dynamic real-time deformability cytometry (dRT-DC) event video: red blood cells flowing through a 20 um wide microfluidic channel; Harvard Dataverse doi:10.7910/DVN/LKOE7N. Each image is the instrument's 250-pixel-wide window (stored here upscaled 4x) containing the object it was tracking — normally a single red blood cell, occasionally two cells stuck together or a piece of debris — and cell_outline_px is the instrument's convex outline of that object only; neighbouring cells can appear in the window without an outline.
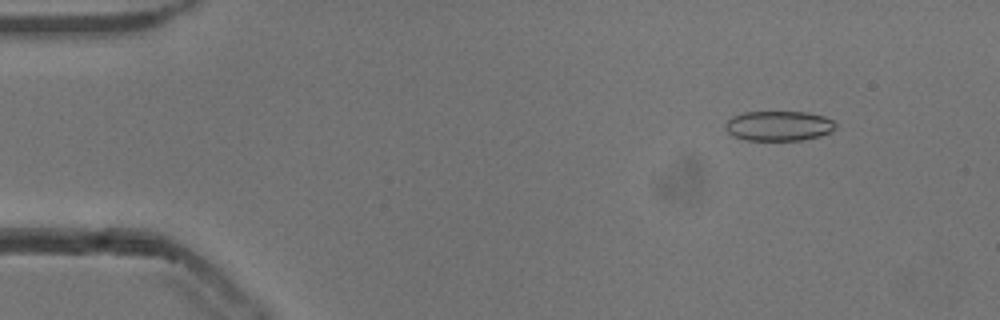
{"species": "common noctule bat (a hibernating species)", "species_latin": "Nyctalus noctula", "temperature_condition": "cold", "stored_images_in_passage": 17, "camera_frame_rate_fps": 3000, "um_per_image_px": 0.085, "animal": {"sex": "male", "body_mass_g": 13.3}, "frame": {"image": 1, "passage_image": 6, "time_ms": 1.667, "image_size_px": [1000, 320], "cell_outline_px": [[836, 128], [820, 136], [804, 140], [744, 140], [728, 132], [724, 128], [724, 124], [732, 116], [744, 112], [808, 112], [824, 116], [836, 120]], "centroid_in_image_um": [66.21, 10.69], "position_along_channel_um": 18.8, "area_um2": 19.36}}
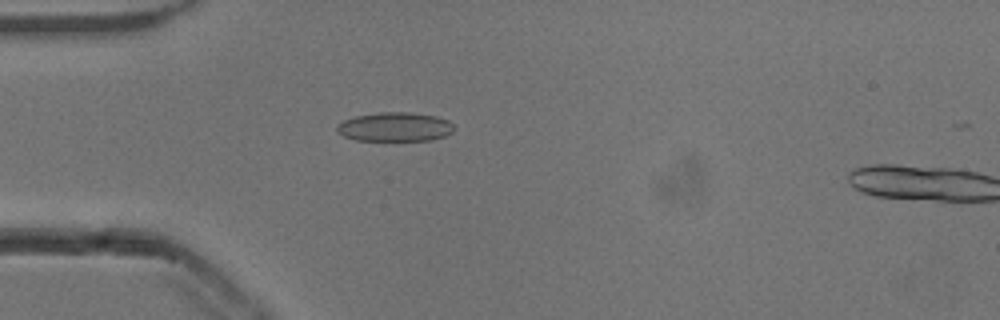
{"frame": {"image": 2, "passage_image": 15, "time_ms": 4.667, "image_size_px": [1000, 320], "cell_outline_px": [[452, 132], [444, 136], [432, 140], [356, 140], [344, 136], [336, 132], [336, 124], [344, 120], [356, 116], [380, 112], [412, 112], [436, 116], [448, 120], [452, 124]], "centroid_in_image_um": [33.54, 10.78], "position_along_channel_um": 51.5, "area_um2": 19.83}}